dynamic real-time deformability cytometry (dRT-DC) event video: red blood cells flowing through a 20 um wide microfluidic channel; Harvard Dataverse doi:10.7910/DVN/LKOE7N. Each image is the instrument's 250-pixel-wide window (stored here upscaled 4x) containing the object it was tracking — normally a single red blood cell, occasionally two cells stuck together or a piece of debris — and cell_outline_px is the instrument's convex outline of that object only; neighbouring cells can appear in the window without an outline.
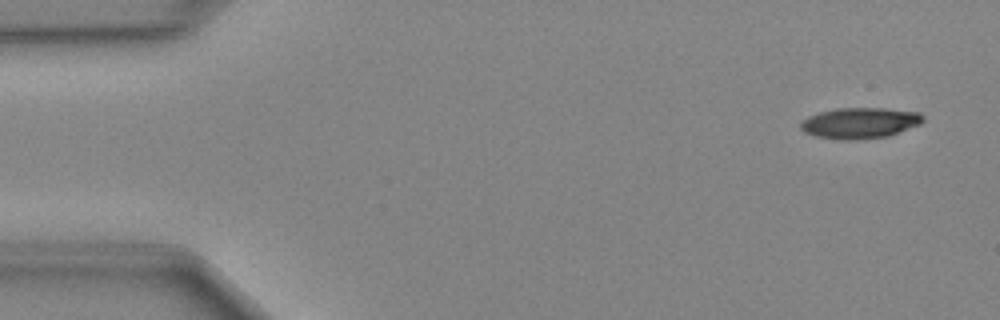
{"species": "Egyptian fruit bat (a non-hibernating species)", "species_latin": "Rousettus aegyptiacus", "temperature_condition": "cold", "stored_images_in_passage": 49, "camera_frame_rate_fps": 3000, "um_per_image_px": 0.085, "animal": {"sex": "female"}, "frame": {"image": 1, "passage_image": 3, "time_ms": 0.667, "image_size_px": [1000, 320], "cell_outline_px": [[924, 120], [920, 124], [888, 136], [852, 140], [840, 140], [816, 136], [804, 132], [800, 128], [800, 124], [808, 116], [820, 112], [836, 108], [884, 108], [920, 112], [924, 116]], "centroid_in_image_um": [73.1, 10.45], "position_along_channel_um": 11.9, "area_um2": 22.02}}
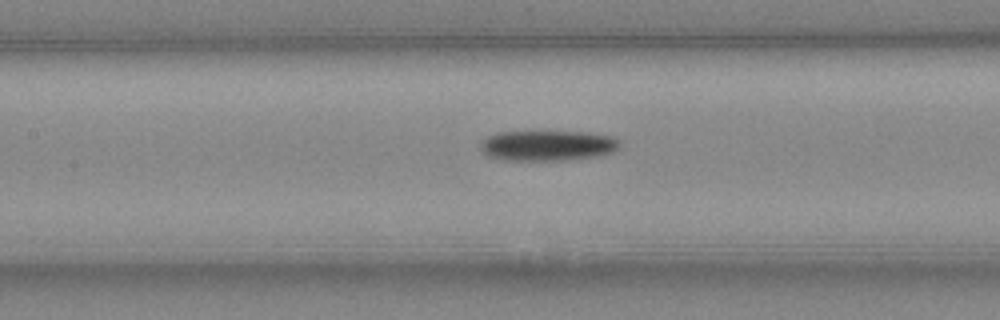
{"frame": {"image": 2, "passage_image": 22, "time_ms": 7.0, "image_size_px": [1000, 320], "cell_outline_px": [[620, 148], [612, 152], [600, 156], [564, 160], [504, 160], [488, 156], [480, 148], [480, 144], [488, 136], [496, 132], [588, 132], [612, 136], [620, 140]], "centroid_in_image_um": [46.59, 12.37], "position_along_channel_um": 160.8, "area_um2": 24.74}}
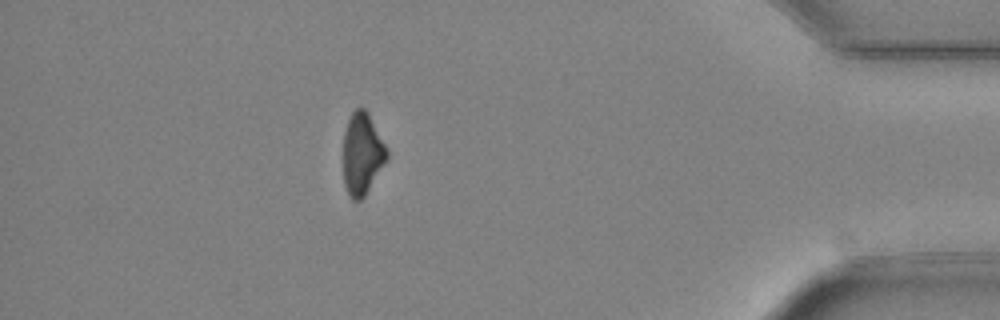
{"frame": {"image": 3, "passage_image": 43, "time_ms": 14.0, "image_size_px": [1000, 320], "cell_outline_px": [[388, 160], [364, 196], [360, 200], [352, 200], [344, 184], [344, 132], [348, 120], [352, 112], [356, 108], [364, 108], [368, 112], [388, 152]], "centroid_in_image_um": [30.79, 13.08], "position_along_channel_um": 404.4, "area_um2": 20.58}}